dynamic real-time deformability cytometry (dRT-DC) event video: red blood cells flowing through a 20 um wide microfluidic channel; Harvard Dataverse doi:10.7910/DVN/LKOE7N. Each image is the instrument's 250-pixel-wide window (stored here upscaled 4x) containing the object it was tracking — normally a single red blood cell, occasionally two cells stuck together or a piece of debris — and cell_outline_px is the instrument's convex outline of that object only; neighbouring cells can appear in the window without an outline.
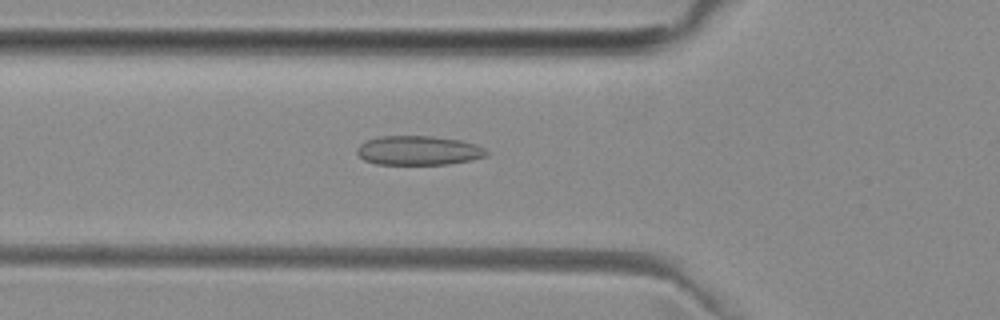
{"species": "common noctule bat (a hibernating species)", "species_latin": "Nyctalus noctula", "temperature_condition": "room temperature", "stored_images_in_passage": 35, "camera_frame_rate_fps": 3000, "um_per_image_px": 0.085, "animal": {"sex": "female", "body_mass_g": 29.2, "forearm_length_mm": 56.3}, "frame": {"image": 1, "passage_image": 2, "time_ms": 0.333, "image_size_px": [1000, 320], "cell_outline_px": [[488, 156], [472, 160], [448, 164], [376, 164], [364, 160], [356, 152], [356, 148], [360, 144], [368, 140], [380, 136], [432, 136], [460, 140], [476, 144], [484, 148], [488, 152]], "centroid_in_image_um": [35.59, 12.79], "position_along_channel_um": 90.2, "area_um2": 22.14}}
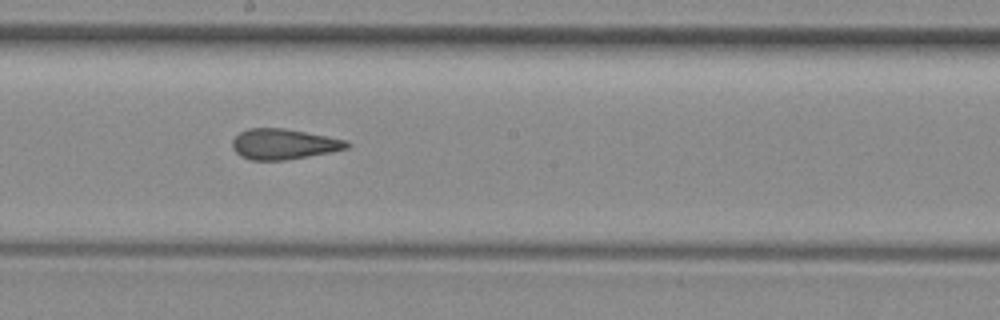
{"frame": {"image": 2, "passage_image": 12, "time_ms": 3.667, "image_size_px": [1000, 320], "cell_outline_px": [[352, 144], [348, 148], [308, 156], [284, 160], [252, 160], [240, 156], [232, 148], [232, 140], [240, 132], [248, 128], [284, 128], [348, 140]], "centroid_in_image_um": [24.11, 12.24], "position_along_channel_um": 224.1, "area_um2": 20.29}}
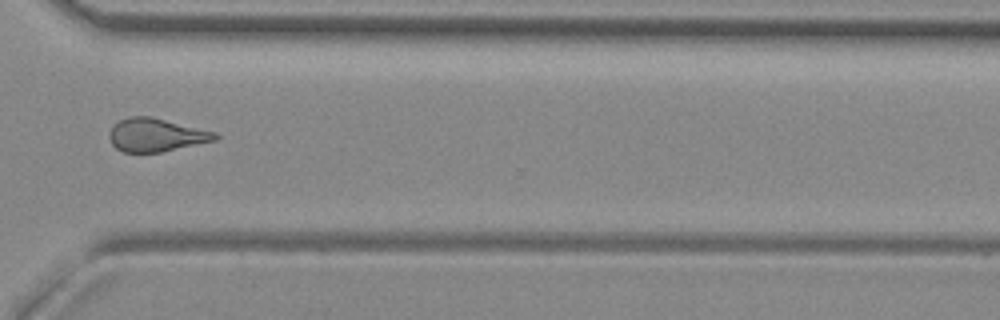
{"frame": {"image": 3, "passage_image": 22, "time_ms": 7.0, "image_size_px": [1000, 320], "cell_outline_px": [[220, 136], [216, 140], [160, 152], [124, 152], [116, 148], [112, 144], [108, 136], [112, 128], [120, 120], [128, 116], [148, 116], [216, 132]], "centroid_in_image_um": [13.26, 11.48], "position_along_channel_um": 357.3, "area_um2": 20.17}}